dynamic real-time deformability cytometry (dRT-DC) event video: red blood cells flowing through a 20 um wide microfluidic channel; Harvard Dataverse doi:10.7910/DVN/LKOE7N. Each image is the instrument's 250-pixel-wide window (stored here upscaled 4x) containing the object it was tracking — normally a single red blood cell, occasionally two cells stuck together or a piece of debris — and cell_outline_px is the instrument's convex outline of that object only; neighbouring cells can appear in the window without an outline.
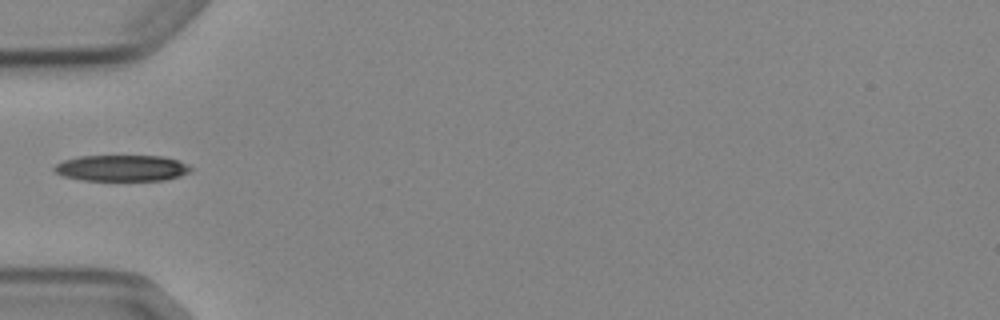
{"species": "Egyptian fruit bat (a non-hibernating species)", "species_latin": "Rousettus aegyptiacus", "temperature_condition": "cold", "stored_images_in_passage": 1, "camera_frame_rate_fps": 3000, "um_per_image_px": 0.085, "animal": {"sex": "female"}, "frame": {"image": 1, "passage_image": 1, "time_ms": 0.0, "image_size_px": [1000, 320], "cell_outline_px": [[192, 168], [188, 172], [180, 176], [164, 180], [84, 180], [64, 176], [56, 172], [52, 168], [56, 164], [64, 160], [80, 156], [164, 156], [176, 160]], "centroid_in_image_um": [10.32, 14.28], "position_along_channel_um": 74.7, "area_um2": 20.52}}